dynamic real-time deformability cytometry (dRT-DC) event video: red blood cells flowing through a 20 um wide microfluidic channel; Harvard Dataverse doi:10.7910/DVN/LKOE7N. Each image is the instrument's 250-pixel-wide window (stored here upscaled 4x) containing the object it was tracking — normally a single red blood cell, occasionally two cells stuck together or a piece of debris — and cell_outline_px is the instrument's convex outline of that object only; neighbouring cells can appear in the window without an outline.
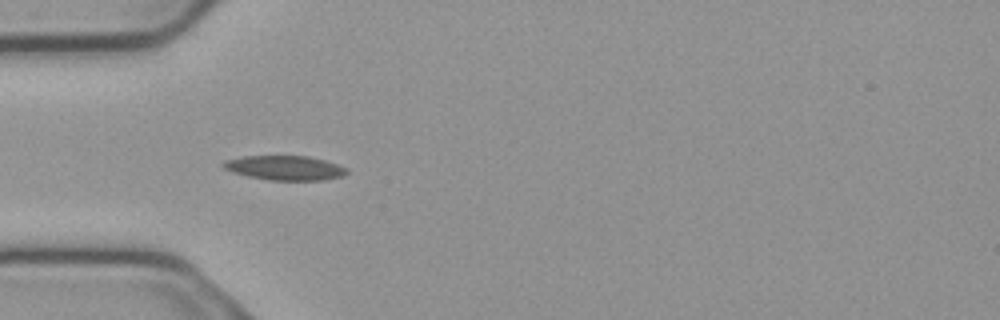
{"species": "common noctule bat (a hibernating species)", "species_latin": "Nyctalus noctula", "temperature_condition": "cold", "stored_images_in_passage": 5, "camera_frame_rate_fps": 3000, "um_per_image_px": 0.085, "animal": {"sex": "male", "body_mass_g": 23.1, "forearm_length_mm": 52.7}, "frame": {"image": 1, "passage_image": 4, "time_ms": 1.0, "image_size_px": [1000, 320], "cell_outline_px": [[348, 172], [344, 176], [324, 180], [268, 180], [248, 176], [232, 172], [224, 168], [220, 164], [224, 160], [244, 156], [308, 156], [324, 160], [348, 168]], "centroid_in_image_um": [24.21, 14.27], "position_along_channel_um": 60.8, "area_um2": 17.69}}
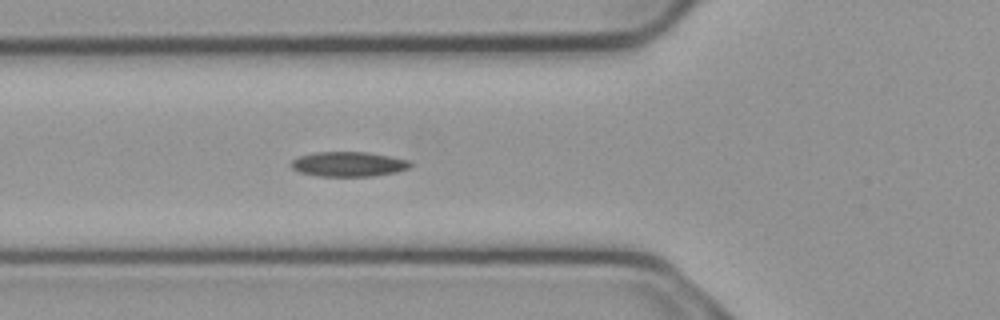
{"frame": {"image": 2, "passage_image": 5, "time_ms": 1.333, "image_size_px": [1000, 320], "cell_outline_px": [[412, 164], [408, 168], [396, 172], [372, 176], [316, 176], [300, 172], [292, 168], [292, 160], [300, 156], [316, 152], [368, 152], [392, 156], [408, 160]], "centroid_in_image_um": [29.64, 13.95], "position_along_channel_um": 96.2, "area_um2": 17.17}}